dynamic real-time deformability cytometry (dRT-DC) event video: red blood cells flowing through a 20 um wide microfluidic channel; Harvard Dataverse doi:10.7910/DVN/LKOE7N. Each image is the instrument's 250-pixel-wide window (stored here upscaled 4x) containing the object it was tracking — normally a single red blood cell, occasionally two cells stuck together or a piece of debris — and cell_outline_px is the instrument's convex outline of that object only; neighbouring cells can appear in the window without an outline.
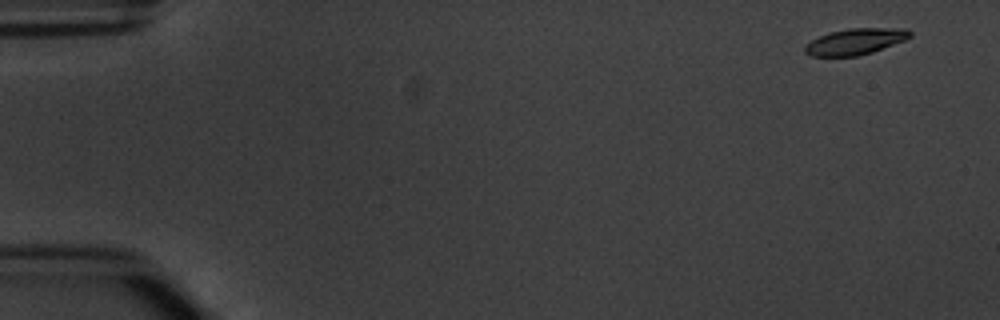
{"species": "common noctule bat (a hibernating species)", "species_latin": "Nyctalus noctula", "temperature_condition": "warm", "stored_images_in_passage": 5, "camera_frame_rate_fps": 3000, "um_per_image_px": 0.085, "animal": {"sex": "male", "body_mass_g": 20.1, "forearm_length_mm": 53.5}, "frame": {"image": 1, "passage_image": 1, "time_ms": 0.0, "image_size_px": [1000, 320], "cell_outline_px": [[912, 36], [904, 40], [872, 52], [856, 56], [812, 56], [804, 52], [804, 48], [812, 40], [828, 32], [852, 28], [908, 28], [912, 32]], "centroid_in_image_um": [72.73, 3.52], "position_along_channel_um": 12.3, "area_um2": 15.9}}
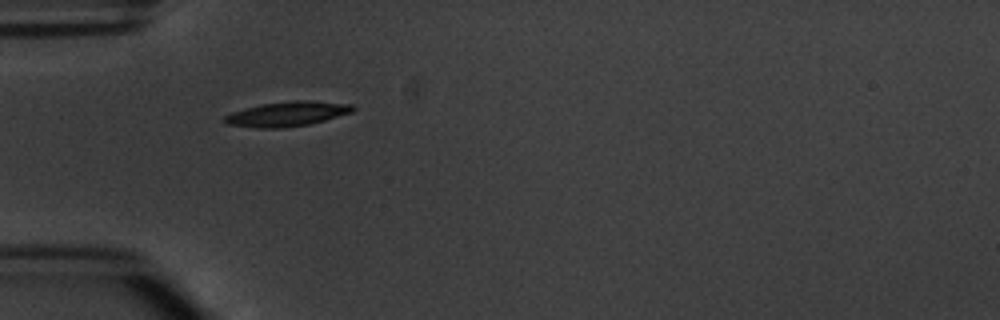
{"frame": {"image": 2, "passage_image": 5, "time_ms": 4.667, "image_size_px": [1000, 320], "cell_outline_px": [[356, 108], [352, 112], [324, 120], [308, 124], [280, 128], [256, 128], [228, 124], [220, 120], [224, 116], [232, 112], [260, 104], [292, 100], [308, 100], [352, 104]], "centroid_in_image_um": [24.38, 9.67], "position_along_channel_um": 60.6, "area_um2": 18.5}}